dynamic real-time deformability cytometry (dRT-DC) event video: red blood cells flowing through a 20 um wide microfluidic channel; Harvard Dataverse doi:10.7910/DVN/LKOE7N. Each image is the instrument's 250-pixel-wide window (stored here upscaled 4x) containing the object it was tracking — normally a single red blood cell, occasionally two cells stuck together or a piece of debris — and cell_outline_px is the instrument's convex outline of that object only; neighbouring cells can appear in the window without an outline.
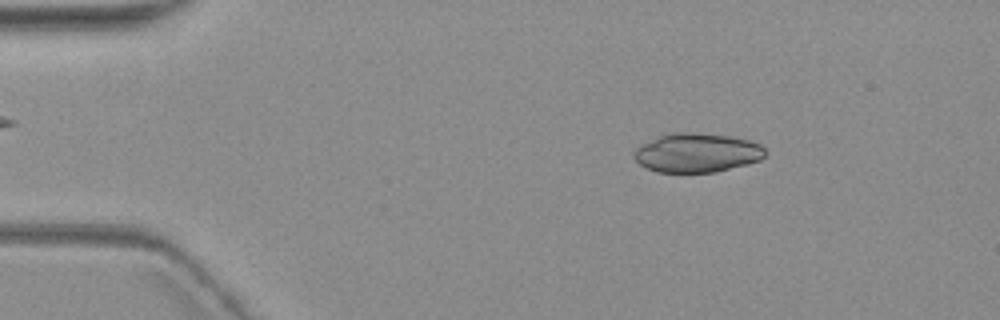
{"species": "common noctule bat (a hibernating species)", "species_latin": "Nyctalus noctula", "temperature_condition": "warm", "stored_images_in_passage": 4, "camera_frame_rate_fps": 3000, "um_per_image_px": 0.085, "animal": {"sex": "female", "body_mass_g": 19.3, "forearm_length_mm": 54.1}, "frame": {"image": 1, "passage_image": 2, "time_ms": 1.0, "image_size_px": [1000, 320], "cell_outline_px": [[768, 152], [760, 160], [716, 172], [656, 172], [640, 164], [632, 156], [636, 148], [640, 144], [660, 136], [672, 132], [692, 132], [728, 136], [748, 140], [760, 144]], "centroid_in_image_um": [59.23, 12.98], "position_along_channel_um": 25.8, "area_um2": 29.82}}